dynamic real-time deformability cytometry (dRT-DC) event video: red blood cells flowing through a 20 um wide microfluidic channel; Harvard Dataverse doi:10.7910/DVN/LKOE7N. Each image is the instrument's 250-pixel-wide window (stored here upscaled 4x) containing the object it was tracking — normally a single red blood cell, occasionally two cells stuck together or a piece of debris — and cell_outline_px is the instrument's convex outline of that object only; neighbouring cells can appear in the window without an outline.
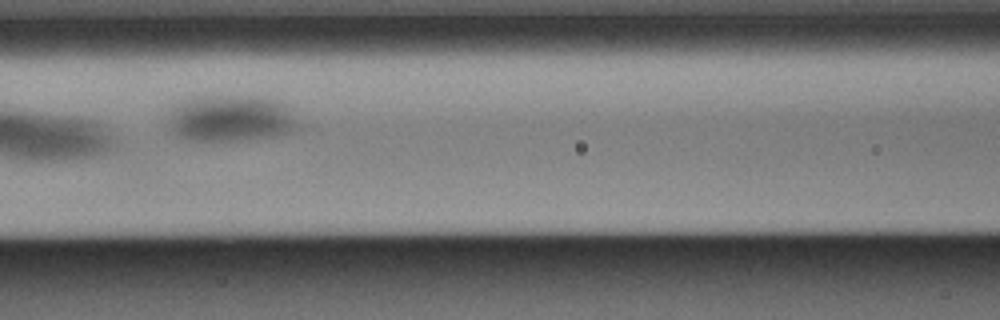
{"species": "Egyptian fruit bat (a non-hibernating species)", "species_latin": "Rousettus aegyptiacus", "temperature_condition": "warm", "stored_images_in_passage": 10, "camera_frame_rate_fps": 3000, "um_per_image_px": 0.085, "animal": {"sex": "male"}, "frame": {"image": 1, "passage_image": 6, "time_ms": 1.667, "image_size_px": [1000, 320], "cell_outline_px": [[292, 124], [284, 132], [272, 136], [240, 140], [196, 140], [184, 136], [176, 132], [172, 128], [184, 104], [192, 100], [268, 100], [276, 104]], "centroid_in_image_um": [19.59, 10.19], "position_along_channel_um": 147.0, "area_um2": 28.96}}